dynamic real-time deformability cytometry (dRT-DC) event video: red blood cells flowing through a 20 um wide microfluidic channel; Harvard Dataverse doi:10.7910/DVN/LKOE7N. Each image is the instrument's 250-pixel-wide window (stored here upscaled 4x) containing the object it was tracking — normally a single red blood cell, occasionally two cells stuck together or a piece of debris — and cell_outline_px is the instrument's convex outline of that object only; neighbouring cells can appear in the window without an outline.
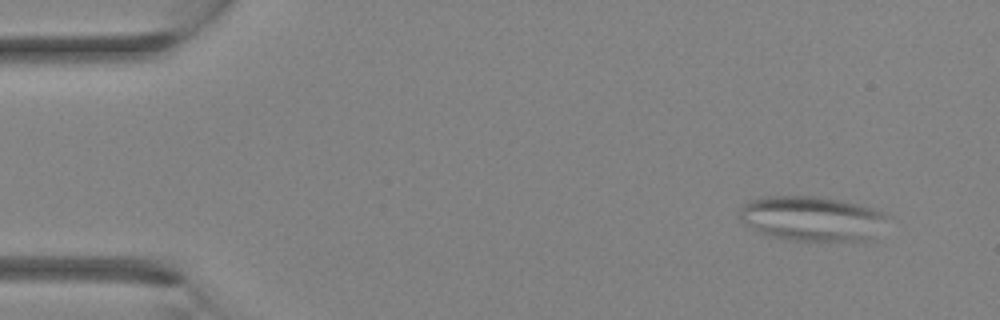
{"species": "Egyptian fruit bat (a non-hibernating species)", "species_latin": "Rousettus aegyptiacus", "temperature_condition": "room temperature", "stored_images_in_passage": 3, "camera_frame_rate_fps": 3000, "um_per_image_px": 0.085, "animal": {"sex": "female"}, "frame": {"image": 1, "passage_image": 1, "time_ms": 0.0, "image_size_px": [1000, 320], "cell_outline_px": [[892, 216], [872, 240], [792, 240], [772, 236], [760, 232], [744, 224], [740, 216], [740, 208], [748, 200], [764, 196], [816, 196], [860, 204], [884, 212]], "centroid_in_image_um": [69.07, 18.56], "position_along_channel_um": 15.9, "area_um2": 38.73}}